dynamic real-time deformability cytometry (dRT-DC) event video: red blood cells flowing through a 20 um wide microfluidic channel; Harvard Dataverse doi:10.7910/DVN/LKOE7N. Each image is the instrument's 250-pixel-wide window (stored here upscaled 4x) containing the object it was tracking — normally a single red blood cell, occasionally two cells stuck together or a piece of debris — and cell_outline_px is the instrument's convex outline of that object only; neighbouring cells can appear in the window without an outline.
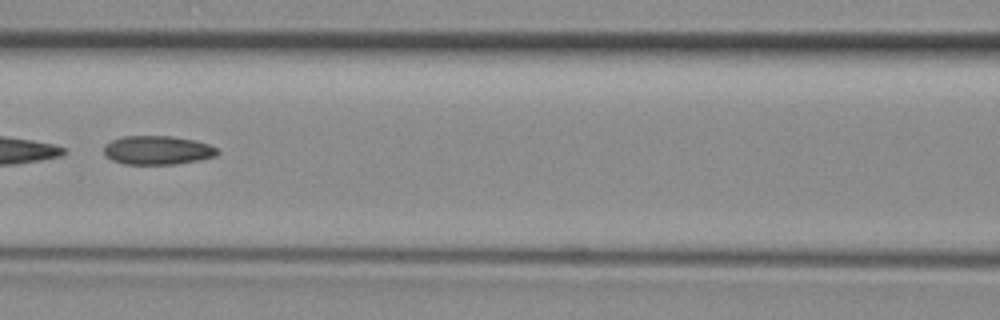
{"species": "common noctule bat (a hibernating species)", "species_latin": "Nyctalus noctula", "temperature_condition": "room temperature", "stored_images_in_passage": 47, "segment_of_instrument_passage": [2, 2], "camera_frame_rate_fps": 3000, "um_per_image_px": 0.085, "animal": {"sex": "female", "body_mass_g": 29.2, "forearm_length_mm": 56.3}, "frame": {"image": 1, "passage_image": 21, "time_ms": 6.667, "image_size_px": [1000, 320], "cell_outline_px": [[220, 152], [216, 156], [200, 160], [176, 164], [124, 164], [112, 160], [104, 156], [104, 148], [112, 140], [124, 136], [172, 136], [196, 140], [208, 144], [216, 148]], "centroid_in_image_um": [13.41, 12.77], "position_along_channel_um": 153.2, "area_um2": 19.13}}